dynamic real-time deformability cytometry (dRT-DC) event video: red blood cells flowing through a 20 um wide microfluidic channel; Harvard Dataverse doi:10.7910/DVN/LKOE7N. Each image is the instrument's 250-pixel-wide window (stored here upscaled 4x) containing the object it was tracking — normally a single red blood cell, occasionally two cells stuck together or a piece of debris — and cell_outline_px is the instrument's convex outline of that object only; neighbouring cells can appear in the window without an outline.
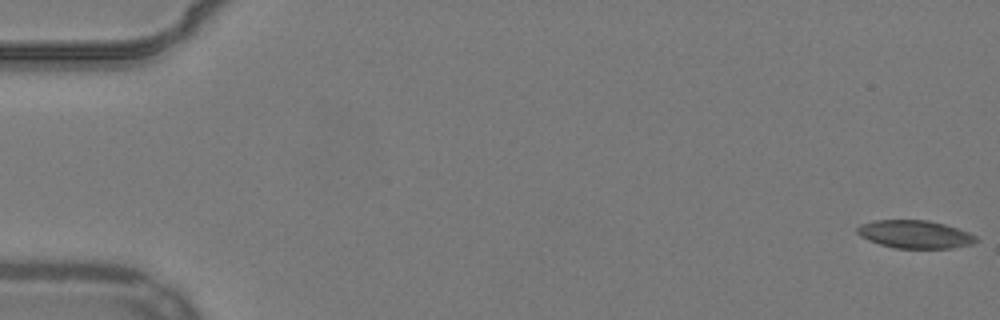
{"species": "common noctule bat (a hibernating species)", "species_latin": "Nyctalus noctula", "temperature_condition": "warm", "stored_images_in_passage": 31, "camera_frame_rate_fps": 3000, "um_per_image_px": 0.085, "animal": {"sex": "male", "body_mass_g": 19.2, "forearm_length_mm": 51.8}, "frame": {"image": 1, "passage_image": 1, "time_ms": 0.0, "image_size_px": [1000, 320], "cell_outline_px": [[976, 240], [972, 244], [952, 248], [896, 248], [880, 244], [868, 240], [860, 236], [856, 232], [856, 228], [860, 224], [876, 220], [924, 220], [944, 224], [968, 232], [976, 236]], "centroid_in_image_um": [77.73, 19.91], "position_along_channel_um": 7.3, "area_um2": 19.19}}
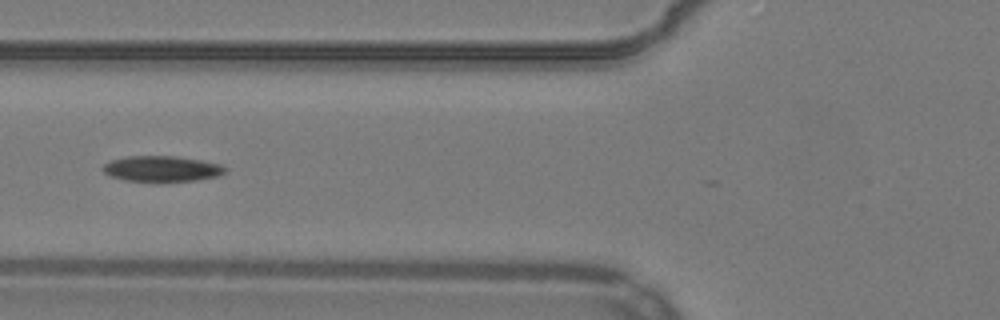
{"frame": {"image": 2, "passage_image": 22, "time_ms": 7.0, "image_size_px": [1000, 320], "cell_outline_px": [[228, 168], [220, 176], [196, 180], [124, 180], [112, 176], [104, 172], [100, 168], [108, 160], [128, 156], [176, 156], [200, 160], [220, 164]], "centroid_in_image_um": [13.74, 14.32], "position_along_channel_um": 112.1, "area_um2": 18.03}}
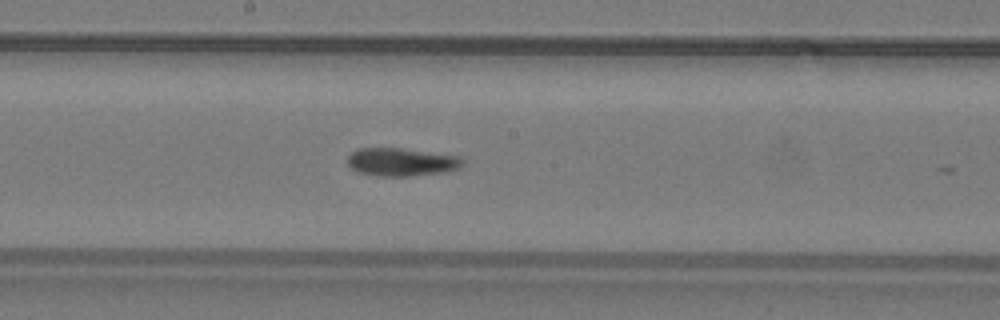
{"frame": {"image": 3, "passage_image": 30, "time_ms": 9.667, "image_size_px": [1000, 320], "cell_outline_px": [[464, 164], [460, 168], [444, 172], [408, 176], [376, 176], [360, 172], [352, 168], [348, 164], [348, 156], [356, 148], [400, 148], [460, 156], [464, 160]], "centroid_in_image_um": [34.14, 13.76], "position_along_channel_um": 214.1, "area_um2": 18.84}}